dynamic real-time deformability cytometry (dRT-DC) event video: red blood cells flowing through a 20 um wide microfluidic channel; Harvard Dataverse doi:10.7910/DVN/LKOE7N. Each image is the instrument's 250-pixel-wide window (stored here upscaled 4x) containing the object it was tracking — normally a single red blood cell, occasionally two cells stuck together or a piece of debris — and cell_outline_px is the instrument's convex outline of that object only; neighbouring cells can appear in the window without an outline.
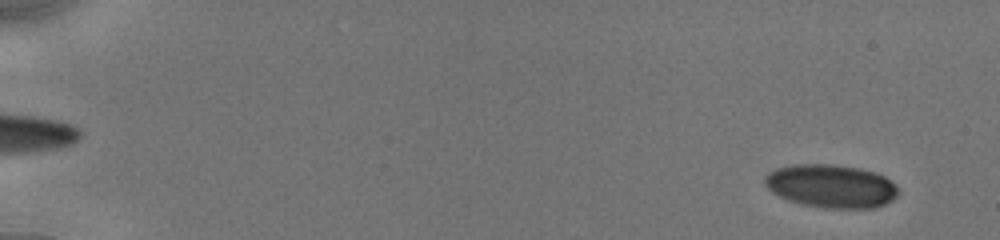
{"species": "human", "species_latin": "Homo sapiens", "temperature_condition": "cold", "stored_images_in_passage": 89, "camera_frame_rate_fps": 3000, "um_per_image_px": 0.085, "donor": {"sex": "male"}, "frame": {"image": 1, "passage_image": 6, "time_ms": 1.0, "image_size_px": [1000, 240], "cell_outline_px": [[900, 192], [892, 200], [876, 208], [828, 208], [804, 204], [788, 200], [772, 192], [764, 184], [764, 176], [768, 172], [776, 168], [796, 164], [832, 164], [856, 168], [876, 172], [884, 176], [896, 184]], "centroid_in_image_um": [70.65, 15.81], "position_along_channel_um": 14.3, "area_um2": 33.7}}
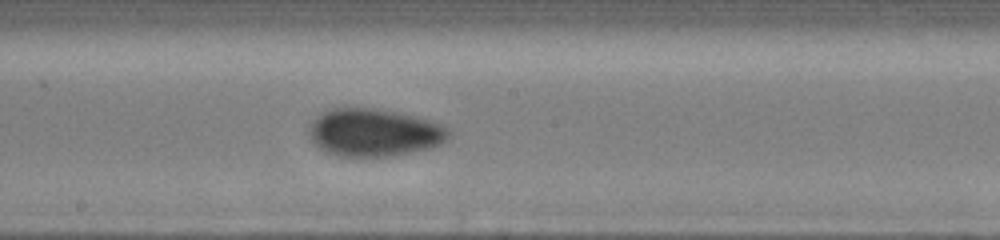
{"frame": {"image": 2, "passage_image": 51, "time_ms": 10.333, "image_size_px": [1000, 240], "cell_outline_px": [[452, 132], [440, 144], [432, 148], [388, 156], [340, 156], [328, 152], [320, 148], [312, 140], [308, 132], [308, 128], [312, 120], [316, 116], [328, 108], [376, 108], [416, 116], [432, 120], [448, 128]], "centroid_in_image_um": [31.79, 11.25], "position_along_channel_um": 216.4, "area_um2": 38.84}}
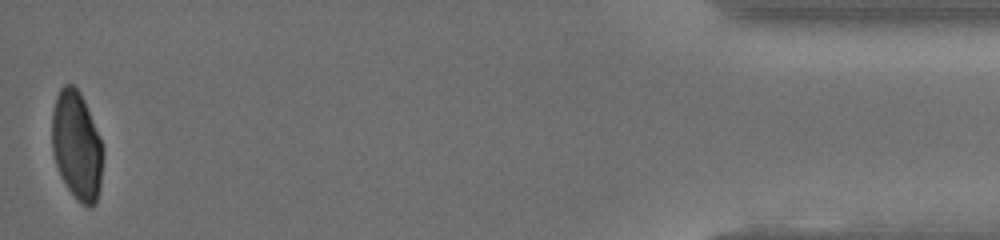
{"frame": {"image": 3, "passage_image": 88, "time_ms": 17.667, "image_size_px": [1000, 240], "cell_outline_px": [[104, 152], [100, 188], [96, 204], [88, 208], [68, 188], [56, 164], [52, 148], [52, 112], [56, 96], [60, 88], [64, 84], [72, 84], [80, 92], [84, 100], [100, 136], [104, 148]], "centroid_in_image_um": [6.55, 12.34], "position_along_channel_um": 428.7, "area_um2": 32.25}, "authors_computed_cell_mechanics": {"area_um2": 35.4314, "velocity_mm_per_s": 3.9212, "shape_relaxation_time_tau1_ms": 11.3733, "shape_relaxation_time_tau2_ms": 0.762, "deformation_change_tau1": 0.1704, "deformation_change_tau2": 0.0392}}